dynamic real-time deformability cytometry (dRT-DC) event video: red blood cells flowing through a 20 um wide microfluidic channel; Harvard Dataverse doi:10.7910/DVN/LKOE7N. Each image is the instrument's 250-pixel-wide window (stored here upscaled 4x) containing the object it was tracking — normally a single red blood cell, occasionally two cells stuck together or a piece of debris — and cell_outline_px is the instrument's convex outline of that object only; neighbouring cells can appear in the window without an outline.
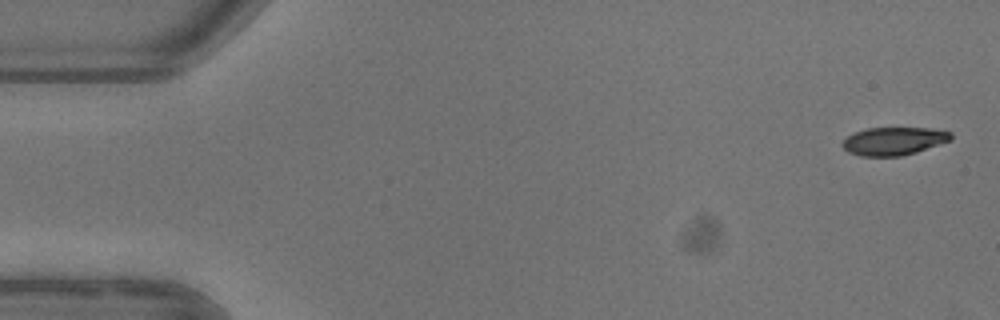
{"species": "common noctule bat (a hibernating species)", "species_latin": "Nyctalus noctula", "temperature_condition": "warm", "stored_images_in_passage": 4, "camera_frame_rate_fps": 3000, "um_per_image_px": 0.085, "animal": {"sex": "female"}, "frame": {"image": 1, "passage_image": 1, "time_ms": 0.0, "image_size_px": [1000, 320], "cell_outline_px": [[952, 140], [916, 152], [900, 156], [860, 156], [848, 152], [840, 144], [848, 136], [856, 132], [868, 128], [928, 128], [952, 132]], "centroid_in_image_um": [75.98, 11.99], "position_along_channel_um": 9.0, "area_um2": 17.63}}
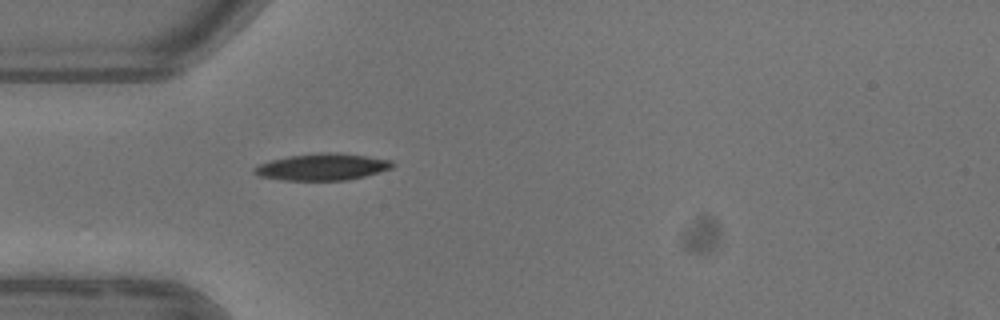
{"frame": {"image": 2, "passage_image": 4, "time_ms": 4.667, "image_size_px": [1000, 320], "cell_outline_px": [[392, 168], [364, 176], [348, 180], [284, 180], [260, 176], [252, 172], [252, 168], [260, 164], [272, 160], [288, 156], [320, 152], [340, 152], [368, 156], [392, 160]], "centroid_in_image_um": [27.39, 14.18], "position_along_channel_um": 57.6, "area_um2": 21.5}}